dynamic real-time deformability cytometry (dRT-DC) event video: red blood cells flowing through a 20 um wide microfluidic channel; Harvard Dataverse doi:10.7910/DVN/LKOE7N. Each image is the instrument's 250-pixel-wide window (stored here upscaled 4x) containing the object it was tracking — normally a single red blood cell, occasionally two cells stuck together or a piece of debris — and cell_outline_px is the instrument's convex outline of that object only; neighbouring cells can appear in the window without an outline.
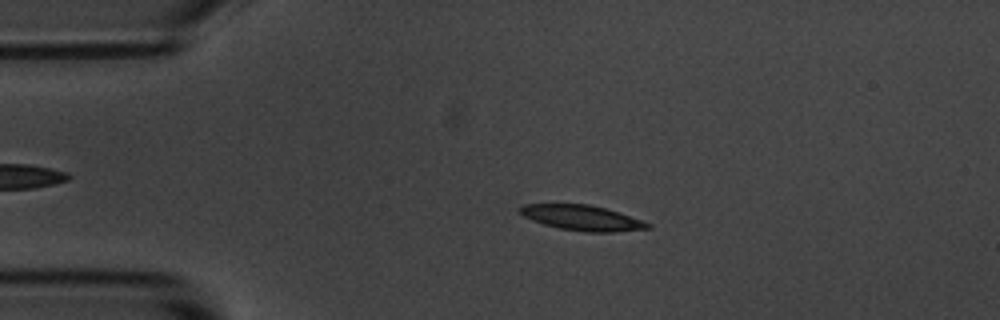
{"species": "common noctule bat (a hibernating species)", "species_latin": "Nyctalus noctula", "temperature_condition": "room temperature", "stored_images_in_passage": 46, "camera_frame_rate_fps": 3000, "um_per_image_px": 0.085, "animal": {"sex": "male", "body_mass_g": 20.1, "forearm_length_mm": 53.5}, "frame": {"image": 1, "passage_image": 2, "time_ms": 0.333, "image_size_px": [1000, 320], "cell_outline_px": [[652, 228], [612, 232], [584, 232], [560, 228], [544, 224], [532, 220], [524, 216], [516, 208], [524, 204], [588, 204], [604, 208], [652, 224]], "centroid_in_image_um": [49.44, 18.52], "position_along_channel_um": 35.6, "area_um2": 18.55}}
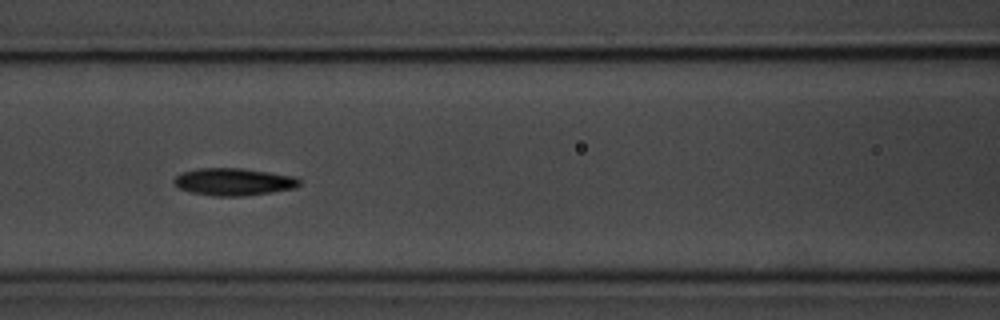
{"frame": {"image": 2, "passage_image": 14, "time_ms": 4.333, "image_size_px": [1000, 320], "cell_outline_px": [[300, 184], [296, 188], [272, 192], [240, 196], [212, 196], [192, 192], [180, 188], [172, 180], [176, 176], [184, 172], [200, 168], [240, 168], [296, 176], [300, 180]], "centroid_in_image_um": [19.9, 15.45], "position_along_channel_um": 146.7, "area_um2": 19.83}}
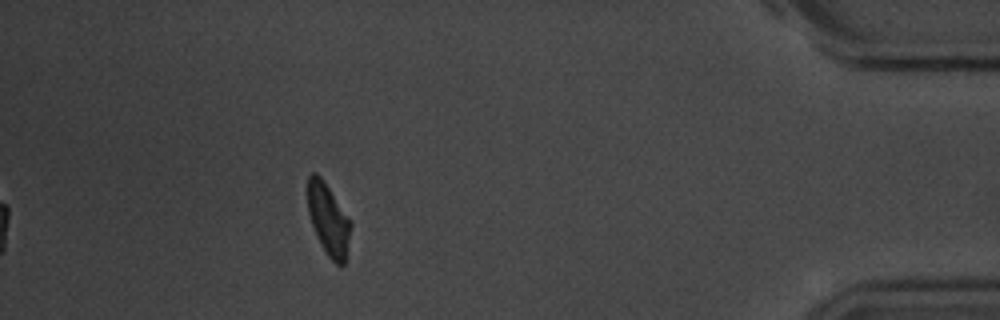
{"frame": {"image": 3, "passage_image": 40, "time_ms": 13.0, "image_size_px": [1000, 320], "cell_outline_px": [[352, 224], [344, 264], [336, 264], [328, 256], [316, 236], [308, 212], [308, 176], [312, 172], [316, 172], [324, 180], [352, 220]], "centroid_in_image_um": [27.92, 18.61], "position_along_channel_um": 407.3, "area_um2": 18.03}, "authors_computed_cell_mechanics": {"area_um2": 19.074, "velocity_mm_per_s": 3.6174, "shape_relaxation_time_tau1_ms": 2.6831, "shape_relaxation_time_tau2_ms": 6.3395, "deformation_change_tau1": 0.1123, "deformation_change_tau2": 0.1292}}